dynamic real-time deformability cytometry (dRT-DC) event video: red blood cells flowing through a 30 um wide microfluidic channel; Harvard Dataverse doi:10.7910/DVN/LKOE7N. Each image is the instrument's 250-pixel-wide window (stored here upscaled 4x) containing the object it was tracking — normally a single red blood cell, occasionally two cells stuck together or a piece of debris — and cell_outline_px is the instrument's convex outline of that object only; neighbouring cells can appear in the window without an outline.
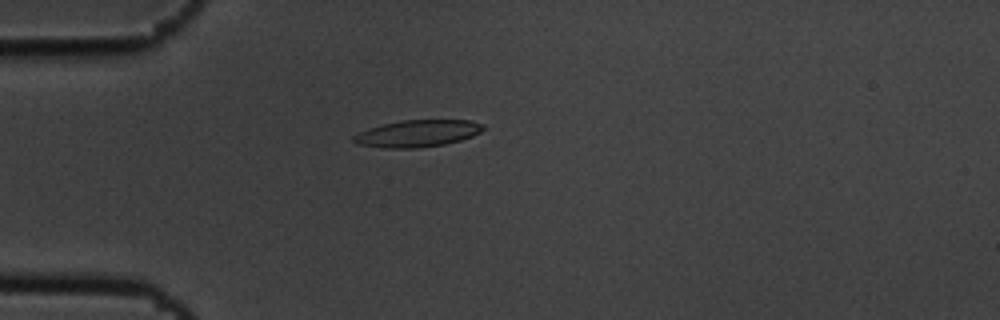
{"species": "common noctule bat (a hibernating species)", "species_latin": "Nyctalus noctula", "temperature_condition": "cold", "stored_images_in_passage": 5, "camera_frame_rate_fps": 3000, "um_per_image_px": 0.085, "animal": {"sex": "male", "body_mass_g": 19.5, "forearm_length_mm": 54.6}, "frame": {"image": 1, "passage_image": 5, "time_ms": 1.333, "image_size_px": [1000, 320], "cell_outline_px": [[484, 128], [480, 132], [472, 136], [460, 140], [444, 144], [420, 148], [384, 148], [356, 144], [352, 140], [352, 136], [368, 128], [400, 120], [472, 120], [484, 124]], "centroid_in_image_um": [35.48, 11.34], "position_along_channel_um": 49.5, "area_um2": 20.4}}